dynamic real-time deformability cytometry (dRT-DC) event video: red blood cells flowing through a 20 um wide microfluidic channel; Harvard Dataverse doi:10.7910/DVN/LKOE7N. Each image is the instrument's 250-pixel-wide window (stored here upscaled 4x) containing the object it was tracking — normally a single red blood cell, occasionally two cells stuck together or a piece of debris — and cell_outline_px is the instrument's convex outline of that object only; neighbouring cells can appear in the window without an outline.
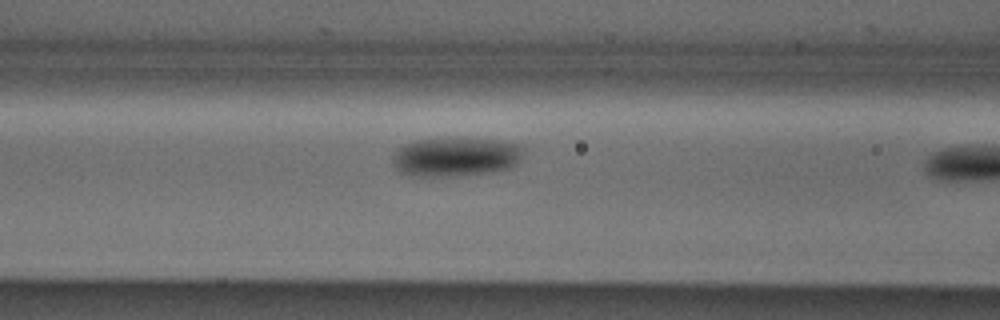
{"species": "Egyptian fruit bat (a non-hibernating species)", "species_latin": "Rousettus aegyptiacus", "temperature_condition": "cold", "stored_images_in_passage": 10, "camera_frame_rate_fps": 3000, "um_per_image_px": 0.085, "animal": {"sex": "male"}, "frame": {"image": 1, "passage_image": 9, "time_ms": 2.667, "image_size_px": [1000, 320], "cell_outline_px": [[524, 152], [520, 160], [512, 168], [492, 172], [456, 176], [412, 176], [396, 168], [392, 164], [392, 156], [404, 144], [416, 140], [448, 136], [468, 136], [500, 140], [524, 144]], "centroid_in_image_um": [38.82, 13.28], "position_along_channel_um": 127.8, "area_um2": 31.04}}